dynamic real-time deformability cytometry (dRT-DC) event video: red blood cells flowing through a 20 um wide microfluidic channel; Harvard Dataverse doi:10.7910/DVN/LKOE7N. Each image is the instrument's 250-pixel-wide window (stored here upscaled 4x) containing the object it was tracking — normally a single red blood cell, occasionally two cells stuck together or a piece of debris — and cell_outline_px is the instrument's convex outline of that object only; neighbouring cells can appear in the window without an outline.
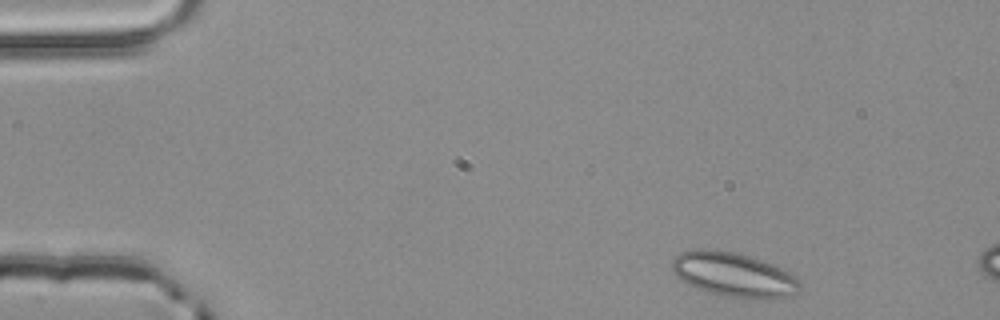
{"species": "common noctule bat (a hibernating species)", "species_latin": "Nyctalus noctula", "temperature_condition": "room temperature", "stored_images_in_passage": 3, "camera_frame_rate_fps": 3000, "um_per_image_px": 0.085, "animal": {"sex": "male", "body_mass_g": 20.4}, "frame": {"image": 1, "passage_image": 1, "time_ms": 0.0, "image_size_px": [1000, 320], "cell_outline_px": [[800, 292], [792, 296], [768, 300], [748, 300], [704, 292], [680, 280], [676, 276], [672, 268], [672, 260], [680, 252], [692, 248], [716, 248], [736, 252], [752, 256], [772, 264], [788, 272], [800, 284]], "centroid_in_image_um": [62.34, 23.35], "position_along_channel_um": 22.7, "area_um2": 33.99}}